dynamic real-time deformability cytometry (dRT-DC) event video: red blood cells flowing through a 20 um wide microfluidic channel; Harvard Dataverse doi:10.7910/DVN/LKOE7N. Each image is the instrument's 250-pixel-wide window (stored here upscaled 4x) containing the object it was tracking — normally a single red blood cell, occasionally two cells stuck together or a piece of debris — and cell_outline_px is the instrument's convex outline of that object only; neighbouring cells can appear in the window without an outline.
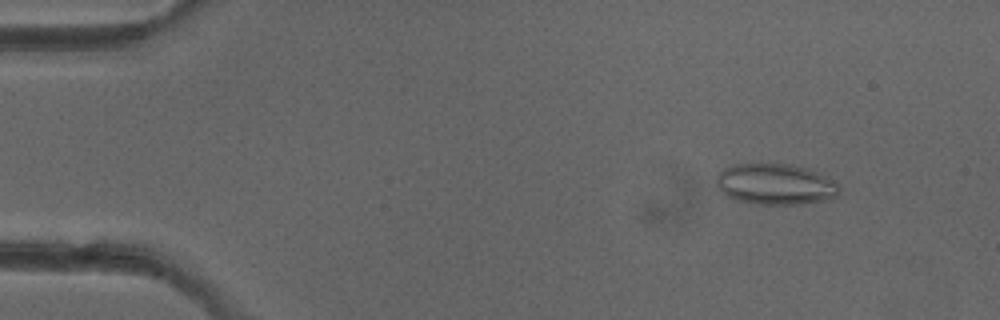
{"species": "common noctule bat (a hibernating species)", "species_latin": "Nyctalus noctula", "temperature_condition": "cold", "stored_images_in_passage": 5, "camera_frame_rate_fps": 3000, "um_per_image_px": 0.085, "animal": {"sex": "female"}, "frame": {"image": 1, "passage_image": 2, "time_ms": 1.0, "image_size_px": [1000, 320], "cell_outline_px": [[840, 188], [836, 196], [832, 200], [800, 204], [756, 204], [736, 200], [728, 196], [716, 184], [716, 176], [724, 168], [736, 164], [788, 164], [804, 168], [816, 172], [832, 180]], "centroid_in_image_um": [65.91, 15.67], "position_along_channel_um": 19.1, "area_um2": 29.07}}